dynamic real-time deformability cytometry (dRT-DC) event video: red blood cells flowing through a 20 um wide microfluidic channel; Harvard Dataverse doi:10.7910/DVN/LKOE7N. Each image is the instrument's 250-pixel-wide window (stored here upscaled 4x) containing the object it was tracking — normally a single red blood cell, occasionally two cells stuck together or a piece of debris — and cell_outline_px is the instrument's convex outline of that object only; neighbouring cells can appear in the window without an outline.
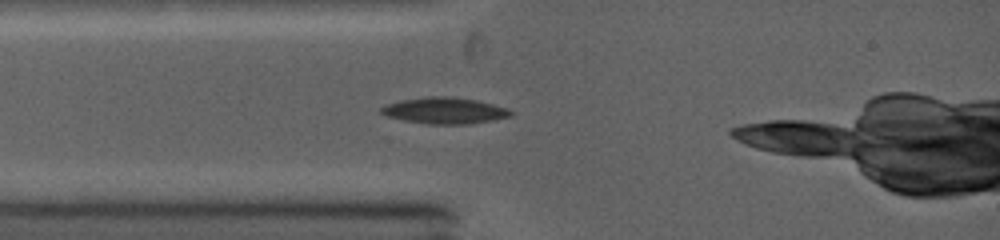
{"species": "common noctule bat (a hibernating species)", "species_latin": "Nyctalus noctula", "temperature_condition": "warm", "stored_images_in_passage": 20, "camera_frame_rate_fps": 5000, "um_per_image_px": 0.085, "animal": {"sex": "female", "body_mass_g": 19.0, "forearm_length_mm": 53.3}, "frame": {"image": 1, "passage_image": 1, "time_ms": 0.0, "image_size_px": [1000, 240], "cell_outline_px": [[516, 112], [512, 116], [492, 120], [464, 124], [428, 124], [404, 120], [388, 116], [380, 112], [380, 108], [384, 104], [400, 100], [428, 96], [448, 96], [476, 100], [508, 108]], "centroid_in_image_um": [37.8, 9.39], "position_along_channel_um": 47.2, "area_um2": 19.88}}
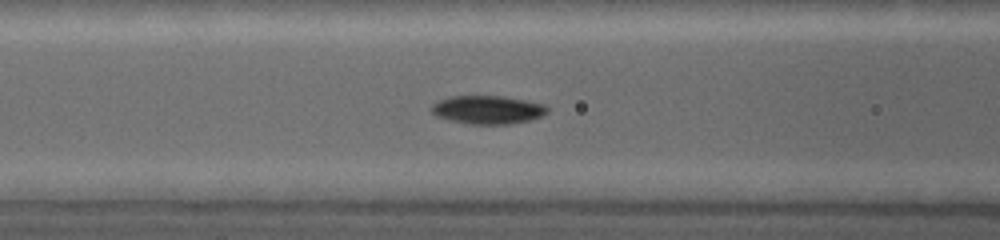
{"frame": {"image": 2, "passage_image": 9, "time_ms": 1.8, "image_size_px": [1000, 240], "cell_outline_px": [[548, 112], [532, 120], [508, 124], [472, 124], [452, 120], [436, 116], [432, 112], [432, 104], [436, 100], [448, 96], [504, 96], [544, 104], [548, 108]], "centroid_in_image_um": [41.44, 9.32], "position_along_channel_um": 125.2, "area_um2": 19.13}}
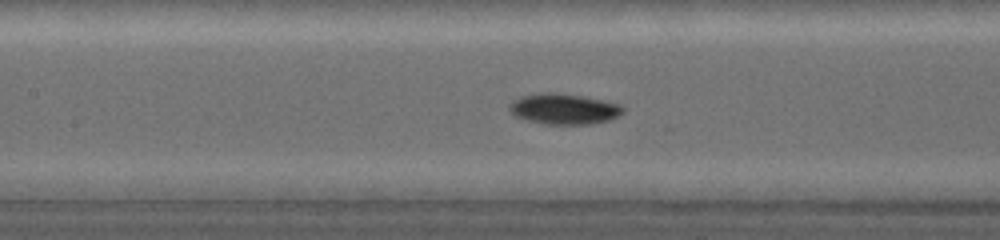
{"frame": {"image": 3, "passage_image": 12, "time_ms": 2.6, "image_size_px": [1000, 240], "cell_outline_px": [[624, 112], [620, 116], [608, 120], [592, 124], [544, 124], [528, 120], [516, 116], [508, 108], [508, 104], [520, 96], [544, 92], [548, 92], [580, 96], [604, 100], [620, 104], [624, 108]], "centroid_in_image_um": [47.95, 9.26], "position_along_channel_um": 159.4, "area_um2": 20.23}}